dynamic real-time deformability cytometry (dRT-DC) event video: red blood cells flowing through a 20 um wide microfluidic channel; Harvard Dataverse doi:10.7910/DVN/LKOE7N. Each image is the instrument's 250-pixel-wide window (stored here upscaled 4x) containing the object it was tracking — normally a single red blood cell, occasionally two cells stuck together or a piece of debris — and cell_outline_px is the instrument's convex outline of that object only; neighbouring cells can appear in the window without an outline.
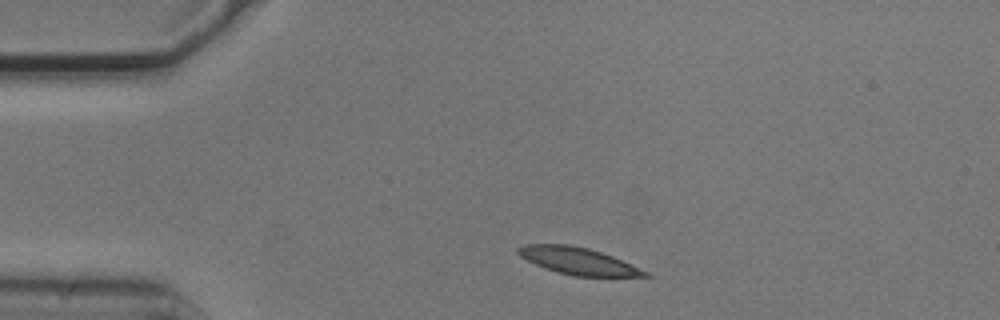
{"species": "common noctule bat (a hibernating species)", "species_latin": "Nyctalus noctula", "temperature_condition": "cold", "stored_images_in_passage": 2, "camera_frame_rate_fps": 3000, "um_per_image_px": 0.085, "animal": {"sex": "male", "body_mass_g": 20.5, "forearm_length_mm": 52.5}, "frame": {"image": 1, "passage_image": 1, "time_ms": 0.0, "image_size_px": [1000, 320], "cell_outline_px": [[652, 276], [576, 276], [544, 268], [520, 256], [516, 252], [516, 248], [524, 244], [568, 244], [588, 248], [612, 256], [648, 272]], "centroid_in_image_um": [49.09, 22.17], "position_along_channel_um": 35.9, "area_um2": 19.59}}